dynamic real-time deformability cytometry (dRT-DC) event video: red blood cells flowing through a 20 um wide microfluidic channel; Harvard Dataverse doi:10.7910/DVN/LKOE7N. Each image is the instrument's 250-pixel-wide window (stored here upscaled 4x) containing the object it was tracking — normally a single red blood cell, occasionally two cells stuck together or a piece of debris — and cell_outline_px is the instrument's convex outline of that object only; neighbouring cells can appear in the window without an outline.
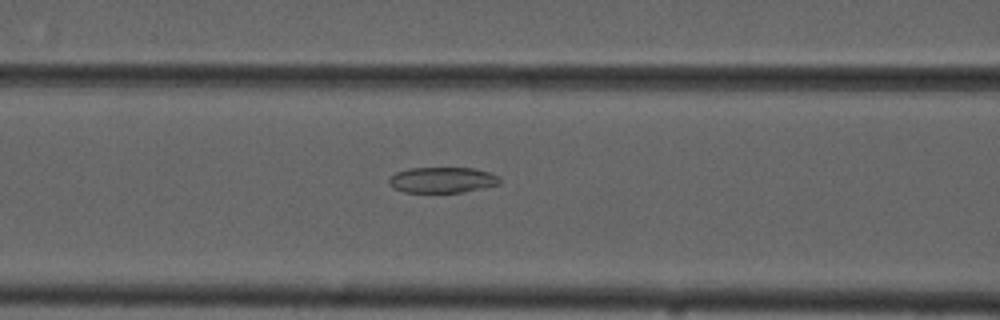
{"species": "common noctule bat (a hibernating species)", "species_latin": "Nyctalus noctula", "temperature_condition": "cold", "stored_images_in_passage": 43, "camera_frame_rate_fps": 3000, "um_per_image_px": 0.085, "animal": {"sex": "male", "forearm_length_mm": 52.5}, "frame": {"image": 1, "passage_image": 11, "time_ms": 3.333, "image_size_px": [1000, 320], "cell_outline_px": [[500, 184], [484, 188], [464, 192], [404, 192], [388, 184], [388, 180], [396, 172], [408, 168], [476, 168], [492, 172], [500, 176]], "centroid_in_image_um": [37.66, 15.29], "position_along_channel_um": 128.9, "area_um2": 16.76}}
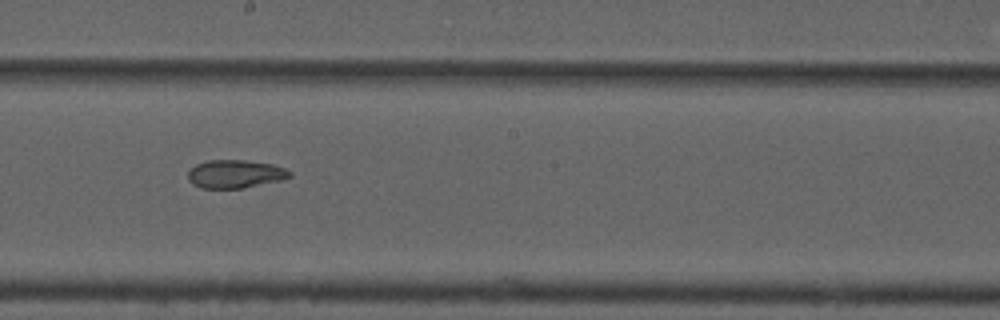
{"frame": {"image": 2, "passage_image": 19, "time_ms": 6.0, "image_size_px": [1000, 320], "cell_outline_px": [[292, 176], [280, 180], [244, 188], [200, 188], [192, 184], [188, 180], [188, 172], [196, 164], [208, 160], [244, 160], [272, 164], [284, 168], [292, 172]], "centroid_in_image_um": [19.98, 14.79], "position_along_channel_um": 228.2, "area_um2": 16.7}}
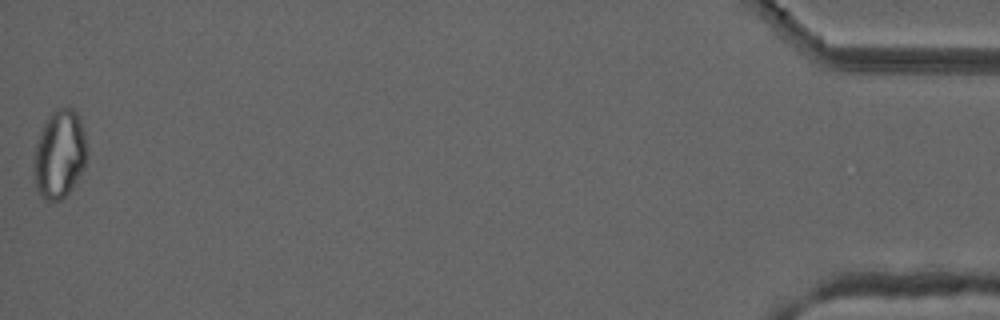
{"frame": {"image": 3, "passage_image": 43, "time_ms": 14.0, "image_size_px": [1000, 320], "cell_outline_px": [[88, 156], [84, 168], [72, 188], [60, 200], [44, 200], [40, 196], [36, 188], [32, 168], [36, 144], [44, 120], [56, 108], [68, 104], [80, 116], [84, 132], [88, 152]], "centroid_in_image_um": [5.06, 13.06], "position_along_channel_um": 430.1, "area_um2": 28.03}, "authors_computed_cell_mechanics": {"area_um2": 19.1896, "velocity_mm_per_s": 3.7301, "shape_relaxation_time_tau1_ms": null, "shape_relaxation_time_tau2_ms": 5.0207, "deformation_change_tau1": null, "deformation_change_tau2": 0.1061}}